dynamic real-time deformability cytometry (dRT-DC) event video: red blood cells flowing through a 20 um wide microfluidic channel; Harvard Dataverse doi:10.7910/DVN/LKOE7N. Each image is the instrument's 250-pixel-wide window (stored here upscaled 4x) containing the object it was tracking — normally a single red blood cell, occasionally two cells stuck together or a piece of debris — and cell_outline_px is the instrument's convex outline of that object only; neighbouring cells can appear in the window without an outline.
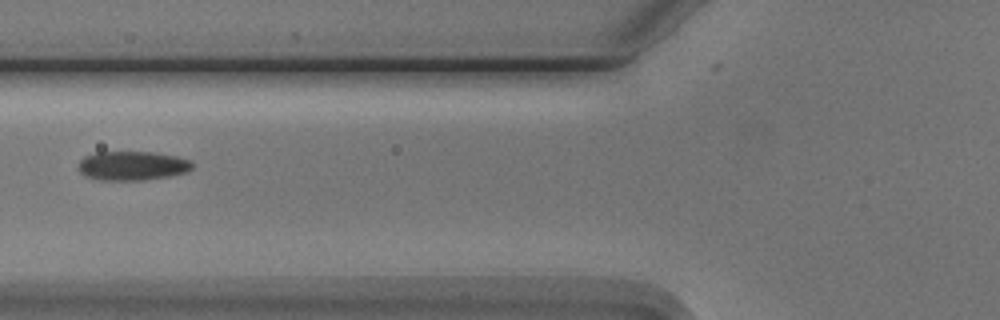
{"species": "Egyptian fruit bat (a non-hibernating species)", "species_latin": "Rousettus aegyptiacus", "temperature_condition": "cold", "stored_images_in_passage": 17, "camera_frame_rate_fps": 3000, "um_per_image_px": 0.085, "animal": {"sex": "male"}, "frame": {"image": 1, "passage_image": 2, "time_ms": 0.333, "image_size_px": [1000, 320], "cell_outline_px": [[196, 164], [188, 172], [172, 176], [144, 180], [100, 180], [88, 176], [80, 172], [80, 160], [84, 156], [96, 152], [152, 152], [176, 156], [192, 160]], "centroid_in_image_um": [11.33, 14.09], "position_along_channel_um": 114.5, "area_um2": 19.48}}
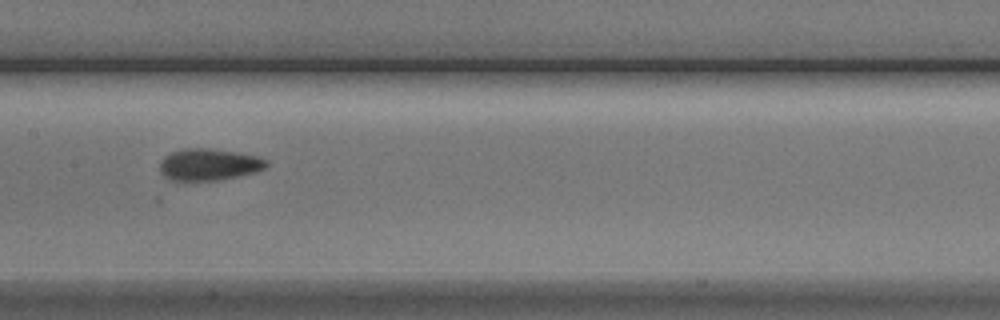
{"frame": {"image": 2, "passage_image": 8, "time_ms": 2.333, "image_size_px": [1000, 320], "cell_outline_px": [[268, 164], [264, 168], [256, 172], [240, 176], [220, 180], [184, 184], [172, 180], [164, 176], [160, 172], [160, 160], [164, 156], [172, 152], [184, 148], [208, 148], [236, 152], [256, 156], [268, 160]], "centroid_in_image_um": [17.71, 14.03], "position_along_channel_um": 189.7, "area_um2": 20.46}}
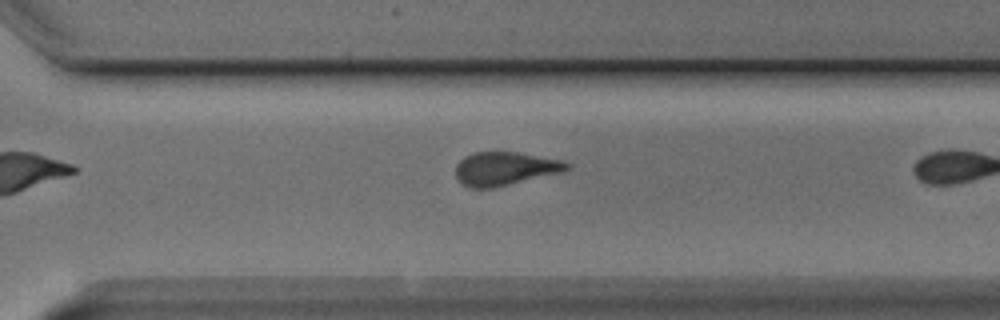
{"frame": {"image": 3, "passage_image": 16, "time_ms": 5.0, "image_size_px": [1000, 320], "cell_outline_px": [[572, 168], [564, 172], [496, 188], [468, 188], [460, 184], [456, 176], [456, 164], [464, 156], [472, 152], [516, 152], [564, 160], [572, 164]], "centroid_in_image_um": [42.96, 14.35], "position_along_channel_um": 327.6, "area_um2": 22.31}}